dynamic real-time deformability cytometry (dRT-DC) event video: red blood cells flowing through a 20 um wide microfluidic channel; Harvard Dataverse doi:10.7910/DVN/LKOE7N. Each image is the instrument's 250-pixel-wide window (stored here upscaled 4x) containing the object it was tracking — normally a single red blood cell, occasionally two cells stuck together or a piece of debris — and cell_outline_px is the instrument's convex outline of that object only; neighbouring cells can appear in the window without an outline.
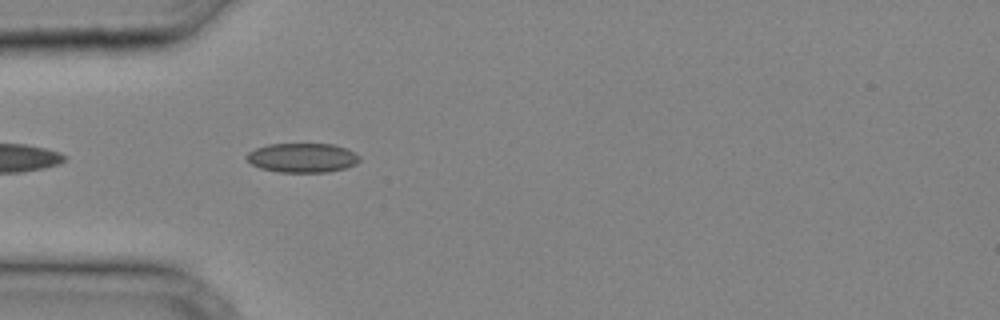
{"species": "common noctule bat (a hibernating species)", "species_latin": "Nyctalus noctula", "temperature_condition": "cold", "stored_images_in_passage": 29, "camera_frame_rate_fps": 3000, "um_per_image_px": 0.085, "animal": {"sex": "male", "body_mass_g": 20.4}, "frame": {"image": 1, "passage_image": 5, "time_ms": 1.333, "image_size_px": [1000, 320], "cell_outline_px": [[360, 160], [356, 164], [344, 168], [328, 172], [280, 172], [260, 168], [252, 164], [244, 156], [248, 152], [256, 148], [268, 144], [332, 144], [344, 148], [360, 156]], "centroid_in_image_um": [25.67, 13.41], "position_along_channel_um": 59.3, "area_um2": 19.19}}
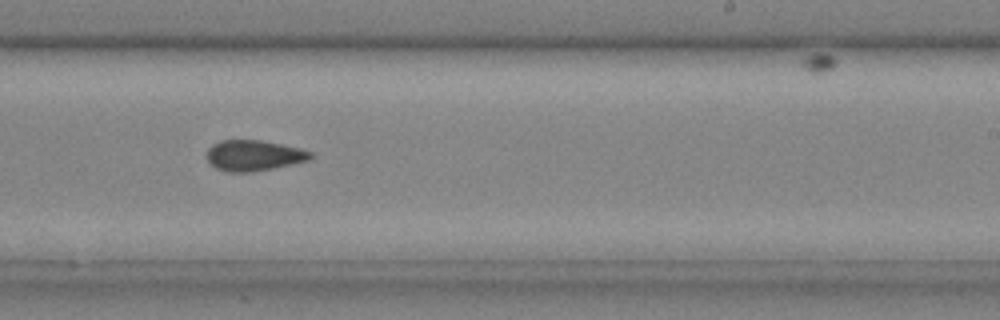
{"frame": {"image": 2, "passage_image": 17, "time_ms": 5.333, "image_size_px": [1000, 320], "cell_outline_px": [[312, 156], [308, 160], [272, 168], [248, 172], [228, 172], [216, 168], [208, 160], [208, 148], [212, 144], [220, 140], [264, 140], [300, 148], [312, 152]], "centroid_in_image_um": [21.56, 13.2], "position_along_channel_um": 267.4, "area_um2": 18.38}}